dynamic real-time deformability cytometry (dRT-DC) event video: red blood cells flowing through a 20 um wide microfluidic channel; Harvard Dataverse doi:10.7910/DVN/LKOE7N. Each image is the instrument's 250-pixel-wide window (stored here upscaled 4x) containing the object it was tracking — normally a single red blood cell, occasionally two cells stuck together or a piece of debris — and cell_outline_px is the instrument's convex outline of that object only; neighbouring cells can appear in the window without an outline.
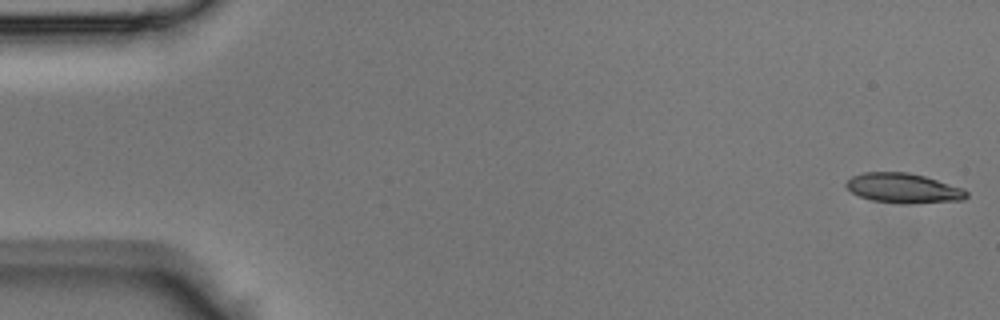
{"species": "Egyptian fruit bat (a non-hibernating species)", "species_latin": "Rousettus aegyptiacus", "temperature_condition": "room temperature", "stored_images_in_passage": 44, "camera_frame_rate_fps": 3000, "um_per_image_px": 0.085, "animal": {"sex": "male"}, "frame": {"image": 1, "passage_image": 1, "time_ms": 0.0, "image_size_px": [1000, 320], "cell_outline_px": [[968, 196], [964, 200], [872, 200], [860, 196], [852, 192], [844, 184], [852, 176], [864, 172], [908, 172], [924, 176], [964, 188], [968, 192]], "centroid_in_image_um": [76.76, 15.92], "position_along_channel_um": 8.2, "area_um2": 19.54}}
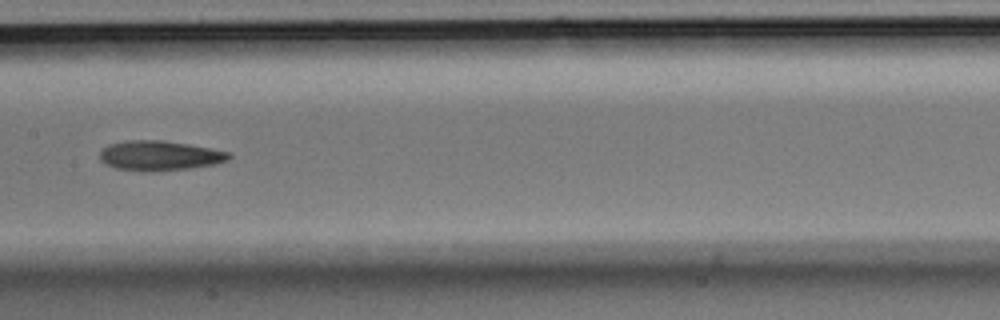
{"frame": {"image": 2, "passage_image": 22, "time_ms": 7.0, "image_size_px": [1000, 320], "cell_outline_px": [[232, 156], [228, 160], [216, 164], [192, 168], [152, 172], [148, 172], [116, 168], [104, 164], [100, 160], [100, 152], [108, 144], [128, 140], [160, 140], [188, 144], [228, 152]], "centroid_in_image_um": [13.55, 13.24], "position_along_channel_um": 193.9, "area_um2": 22.48}}
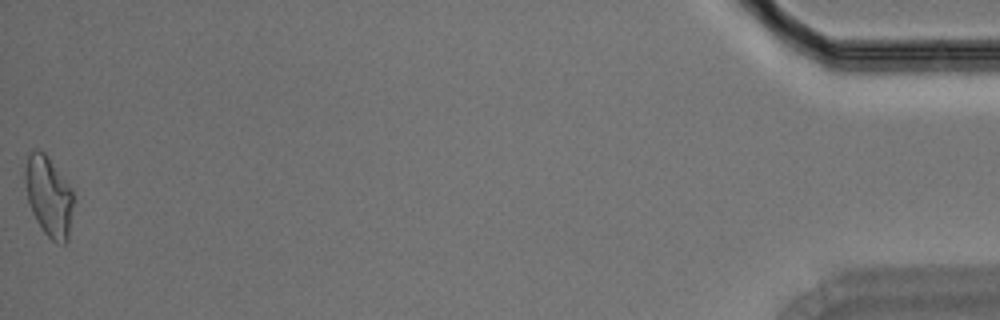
{"frame": {"image": 3, "passage_image": 44, "time_ms": 14.333, "image_size_px": [1000, 320], "cell_outline_px": [[72, 204], [68, 240], [64, 244], [56, 244], [44, 232], [36, 220], [32, 212], [28, 200], [24, 180], [24, 168], [28, 152], [32, 148], [36, 148], [44, 152], [48, 156], [72, 188]], "centroid_in_image_um": [4.11, 16.64], "position_along_channel_um": 431.1, "area_um2": 22.72}}